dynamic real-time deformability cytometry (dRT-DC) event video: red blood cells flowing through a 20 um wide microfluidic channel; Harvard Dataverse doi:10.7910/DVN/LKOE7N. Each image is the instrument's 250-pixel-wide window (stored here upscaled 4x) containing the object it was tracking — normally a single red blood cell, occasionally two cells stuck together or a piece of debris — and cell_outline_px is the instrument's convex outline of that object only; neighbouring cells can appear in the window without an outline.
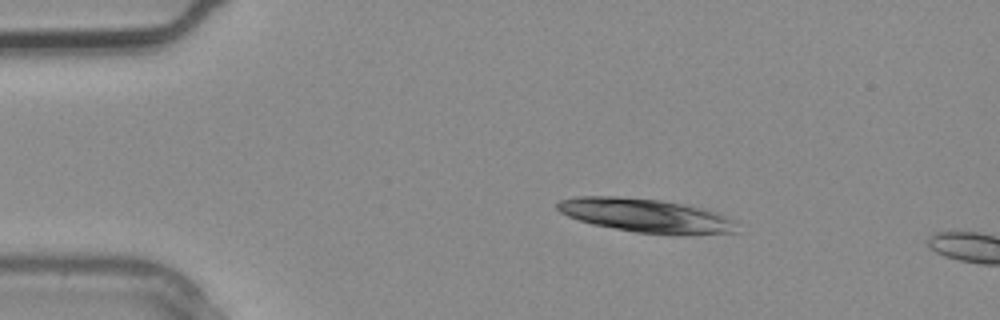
{"species": "common noctule bat (a hibernating species)", "species_latin": "Nyctalus noctula", "temperature_condition": "warm", "stored_images_in_passage": 3, "camera_frame_rate_fps": 3000, "um_per_image_px": 0.085, "animal": {"sex": "male", "body_mass_g": 20.4}, "frame": {"image": 1, "passage_image": 1, "time_ms": 0.0, "image_size_px": [1000, 320], "cell_outline_px": [[740, 232], [636, 232], [592, 224], [568, 216], [560, 212], [556, 208], [556, 204], [560, 200], [576, 196], [616, 196], [660, 200], [684, 204], [704, 208], [740, 220]], "centroid_in_image_um": [54.9, 18.27], "position_along_channel_um": 30.1, "area_um2": 34.62}}